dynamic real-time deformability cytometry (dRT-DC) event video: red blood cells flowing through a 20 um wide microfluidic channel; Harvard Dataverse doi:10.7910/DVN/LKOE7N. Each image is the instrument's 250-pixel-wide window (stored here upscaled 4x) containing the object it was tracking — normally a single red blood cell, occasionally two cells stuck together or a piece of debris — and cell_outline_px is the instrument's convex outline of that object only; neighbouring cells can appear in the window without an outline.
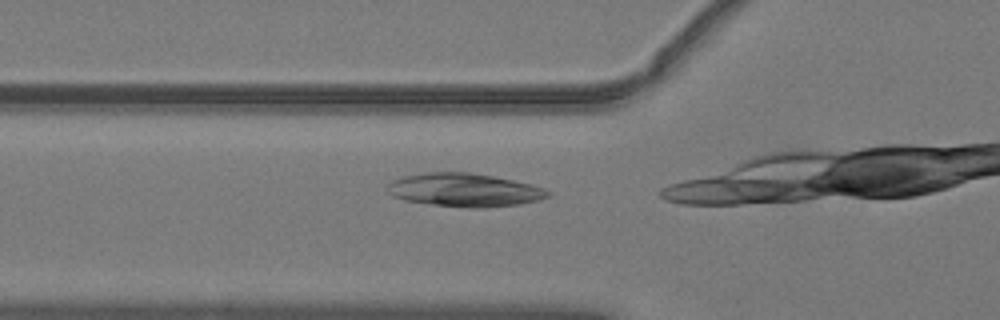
{"species": "common noctule bat (a hibernating species)", "species_latin": "Nyctalus noctula", "temperature_condition": "warm", "stored_images_in_passage": 17, "camera_frame_rate_fps": 3000, "um_per_image_px": 0.085, "animal": {"sex": "male", "body_mass_g": 19.2, "forearm_length_mm": 51.8}, "frame": {"image": 1, "passage_image": 13, "time_ms": 4.0, "image_size_px": [1000, 320], "cell_outline_px": [[552, 192], [548, 196], [536, 200], [520, 204], [484, 208], [468, 208], [432, 204], [404, 200], [392, 196], [388, 192], [388, 184], [392, 180], [404, 176], [428, 172], [468, 172], [492, 176], [512, 180], [544, 188]], "centroid_in_image_um": [39.45, 16.15], "position_along_channel_um": 86.3, "area_um2": 30.98}}